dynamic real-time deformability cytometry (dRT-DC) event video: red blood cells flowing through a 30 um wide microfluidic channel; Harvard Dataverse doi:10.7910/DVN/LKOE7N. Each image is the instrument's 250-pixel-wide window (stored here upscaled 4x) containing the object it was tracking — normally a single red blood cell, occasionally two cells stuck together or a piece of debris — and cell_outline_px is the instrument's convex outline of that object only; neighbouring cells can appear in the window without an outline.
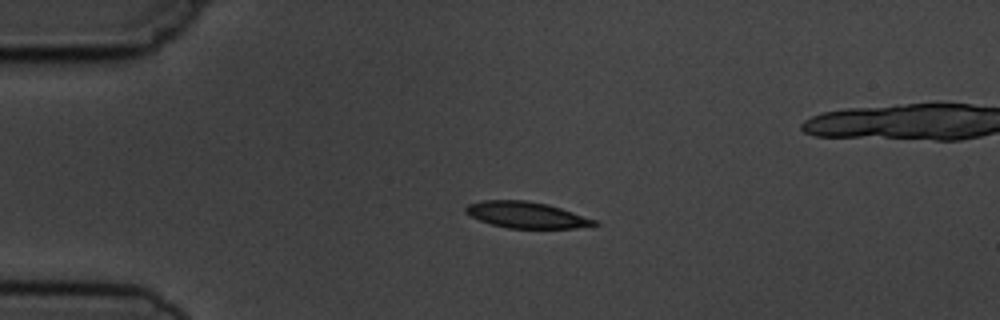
{"species": "common noctule bat (a hibernating species)", "species_latin": "Nyctalus noctula", "temperature_condition": "cold", "stored_images_in_passage": 5, "camera_frame_rate_fps": 3000, "um_per_image_px": 0.085, "animal": {"sex": "male", "body_mass_g": 19.5, "forearm_length_mm": 54.6}, "frame": {"image": 1, "passage_image": 3, "time_ms": 3.333, "image_size_px": [1000, 320], "cell_outline_px": [[600, 224], [576, 228], [508, 228], [492, 224], [480, 220], [464, 212], [464, 208], [468, 204], [484, 200], [524, 200], [548, 204], [596, 220]], "centroid_in_image_um": [44.73, 18.26], "position_along_channel_um": 40.3, "area_um2": 19.48}}